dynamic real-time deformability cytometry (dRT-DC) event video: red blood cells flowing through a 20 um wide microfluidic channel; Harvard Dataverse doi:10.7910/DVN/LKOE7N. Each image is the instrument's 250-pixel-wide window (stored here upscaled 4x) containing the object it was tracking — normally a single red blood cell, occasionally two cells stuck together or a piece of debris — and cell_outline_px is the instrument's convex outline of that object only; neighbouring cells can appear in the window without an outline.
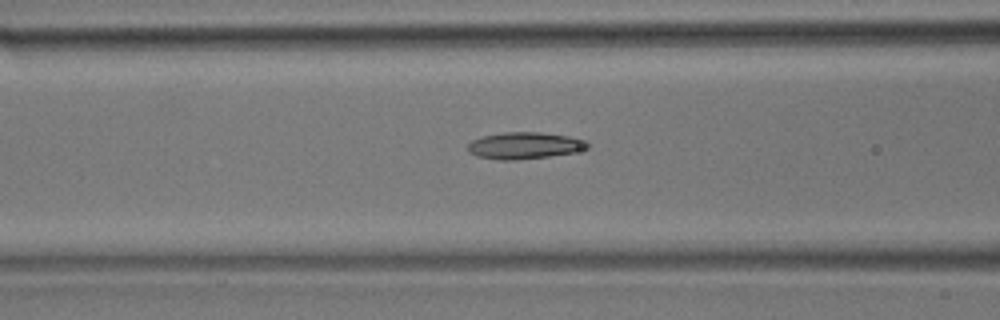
{"species": "common noctule bat (a hibernating species)", "species_latin": "Nyctalus noctula", "temperature_condition": "room temperature", "stored_images_in_passage": 34, "camera_frame_rate_fps": 3000, "um_per_image_px": 0.085, "animal": {"sex": "male", "body_mass_g": 17.9}, "frame": {"image": 1, "passage_image": 10, "time_ms": 3.0, "image_size_px": [1000, 320], "cell_outline_px": [[588, 148], [572, 152], [548, 156], [516, 160], [500, 160], [476, 156], [468, 152], [468, 144], [472, 140], [484, 136], [504, 132], [540, 132], [568, 136], [588, 140]], "centroid_in_image_um": [44.57, 12.37], "position_along_channel_um": 122.0, "area_um2": 18.55}}
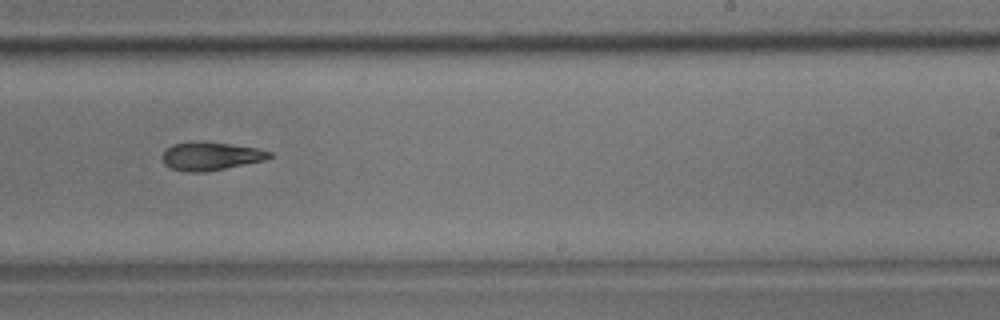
{"frame": {"image": 2, "passage_image": 19, "time_ms": 6.0, "image_size_px": [1000, 320], "cell_outline_px": [[272, 156], [264, 160], [204, 172], [188, 172], [172, 168], [164, 164], [160, 156], [164, 148], [172, 144], [232, 144], [260, 148], [272, 152]], "centroid_in_image_um": [17.9, 13.3], "position_along_channel_um": 271.1, "area_um2": 17.05}}
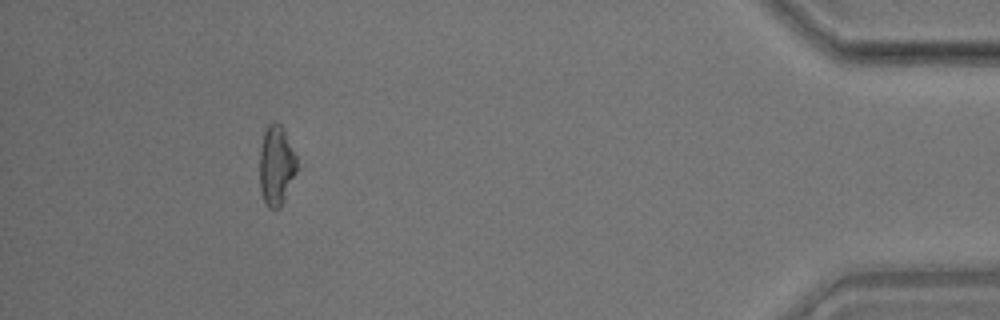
{"frame": {"image": 3, "passage_image": 31, "time_ms": 10.0, "image_size_px": [1000, 320], "cell_outline_px": [[304, 164], [280, 208], [268, 208], [264, 200], [260, 188], [260, 148], [264, 132], [268, 124], [280, 124], [284, 128]], "centroid_in_image_um": [23.61, 14.07], "position_along_channel_um": 411.6, "area_um2": 18.55}}